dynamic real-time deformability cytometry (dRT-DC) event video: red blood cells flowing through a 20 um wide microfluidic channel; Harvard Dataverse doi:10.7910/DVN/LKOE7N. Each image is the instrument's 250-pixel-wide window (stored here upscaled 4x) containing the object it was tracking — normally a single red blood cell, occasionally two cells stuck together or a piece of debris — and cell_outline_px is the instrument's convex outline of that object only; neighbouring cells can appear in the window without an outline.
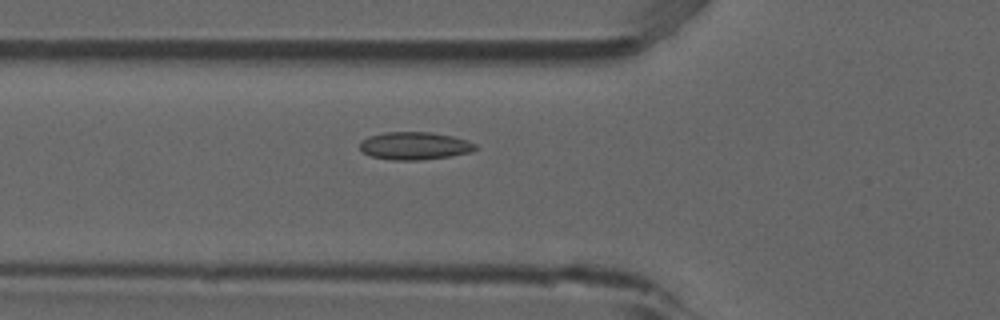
{"species": "common noctule bat (a hibernating species)", "species_latin": "Nyctalus noctula", "temperature_condition": "room temperature", "stored_images_in_passage": 38, "camera_frame_rate_fps": 3000, "um_per_image_px": 0.085, "animal": {"sex": "male", "forearm_length_mm": 52.5}, "frame": {"image": 1, "passage_image": 4, "time_ms": 1.0, "image_size_px": [1000, 320], "cell_outline_px": [[476, 148], [472, 152], [452, 156], [420, 160], [392, 160], [372, 156], [364, 152], [360, 148], [360, 140], [368, 136], [384, 132], [432, 132], [452, 136], [468, 140], [476, 144]], "centroid_in_image_um": [35.25, 12.39], "position_along_channel_um": 90.5, "area_um2": 18.79}}
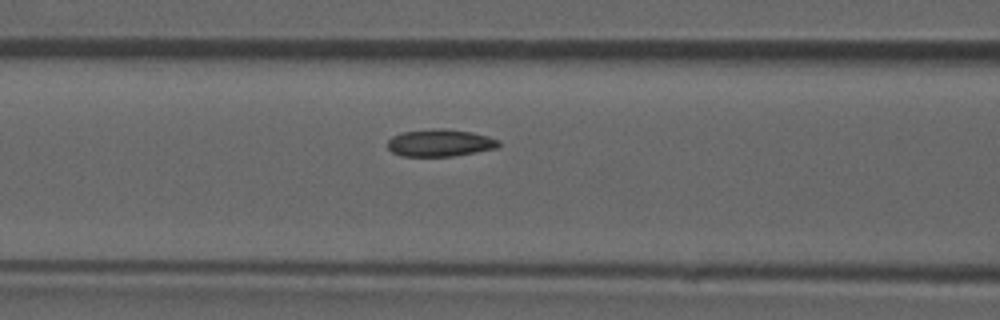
{"frame": {"image": 2, "passage_image": 7, "time_ms": 2.0, "image_size_px": [1000, 320], "cell_outline_px": [[500, 144], [496, 148], [452, 156], [400, 156], [392, 152], [388, 148], [388, 140], [392, 136], [404, 132], [444, 128], [472, 132], [488, 136], [500, 140]], "centroid_in_image_um": [37.4, 12.15], "position_along_channel_um": 129.2, "area_um2": 17.46}}
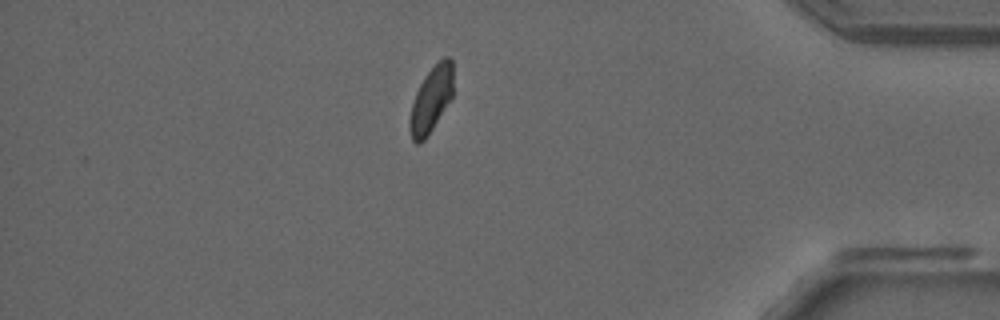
{"frame": {"image": 3, "passage_image": 31, "time_ms": 10.0, "image_size_px": [1000, 320], "cell_outline_px": [[452, 96], [428, 136], [420, 144], [416, 144], [412, 140], [408, 128], [408, 120], [412, 104], [416, 92], [424, 76], [444, 56], [448, 56], [452, 60]], "centroid_in_image_um": [36.61, 8.5], "position_along_channel_um": 398.6, "area_um2": 16.59}, "authors_computed_cell_mechanics": {"area_um2": 17.1377, "velocity_mm_per_s": 3.83, "shape_relaxation_time_tau1_ms": null, "shape_relaxation_time_tau2_ms": 1.9249, "deformation_change_tau1": null, "deformation_change_tau2": 0.0593}}